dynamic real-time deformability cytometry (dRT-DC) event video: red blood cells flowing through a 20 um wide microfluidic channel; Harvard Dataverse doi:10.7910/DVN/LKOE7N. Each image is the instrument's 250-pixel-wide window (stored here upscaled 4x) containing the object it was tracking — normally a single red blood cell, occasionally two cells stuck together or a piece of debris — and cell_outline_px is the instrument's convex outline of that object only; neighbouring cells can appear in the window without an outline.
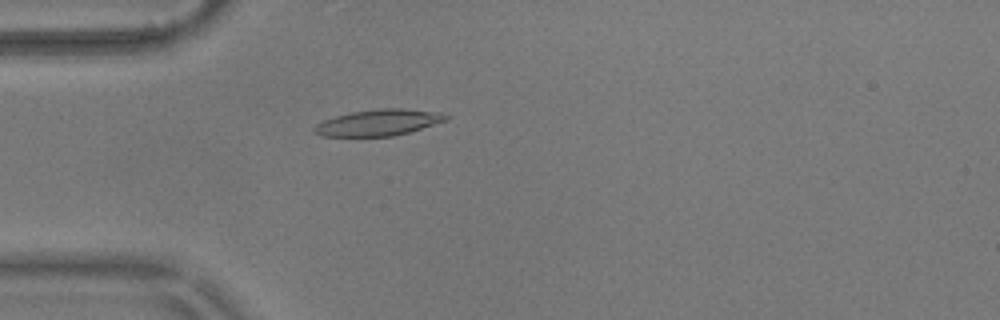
{"species": "common noctule bat (a hibernating species)", "species_latin": "Nyctalus noctula", "temperature_condition": "warm", "stored_images_in_passage": 43, "camera_frame_rate_fps": 3000, "um_per_image_px": 0.085, "animal": {"sex": "male", "body_mass_g": 17.9}, "frame": {"image": 1, "passage_image": 3, "time_ms": 0.667, "image_size_px": [1000, 320], "cell_outline_px": [[452, 116], [448, 120], [408, 132], [392, 136], [324, 136], [316, 132], [312, 128], [316, 124], [324, 120], [336, 116], [352, 112], [376, 108], [404, 108], [440, 112]], "centroid_in_image_um": [32.23, 10.4], "position_along_channel_um": 52.8, "area_um2": 20.11}}
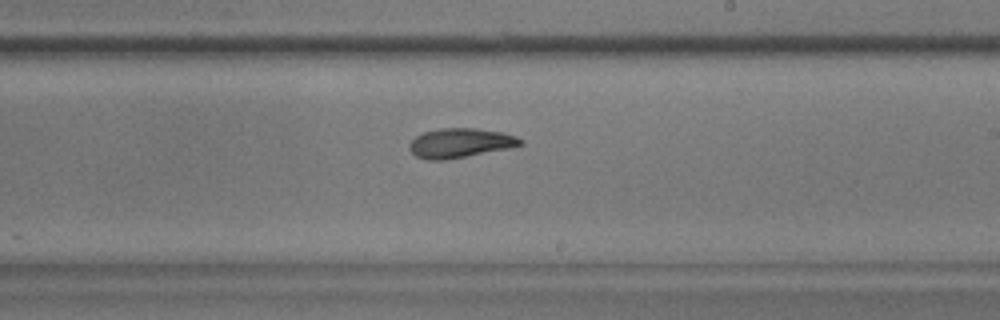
{"frame": {"image": 2, "passage_image": 20, "time_ms": 6.333, "image_size_px": [1000, 320], "cell_outline_px": [[524, 144], [508, 148], [444, 160], [424, 160], [416, 156], [408, 148], [408, 144], [416, 136], [424, 132], [440, 128], [476, 128], [504, 132], [516, 136], [524, 140]], "centroid_in_image_um": [39.11, 12.15], "position_along_channel_um": 249.9, "area_um2": 19.07}}
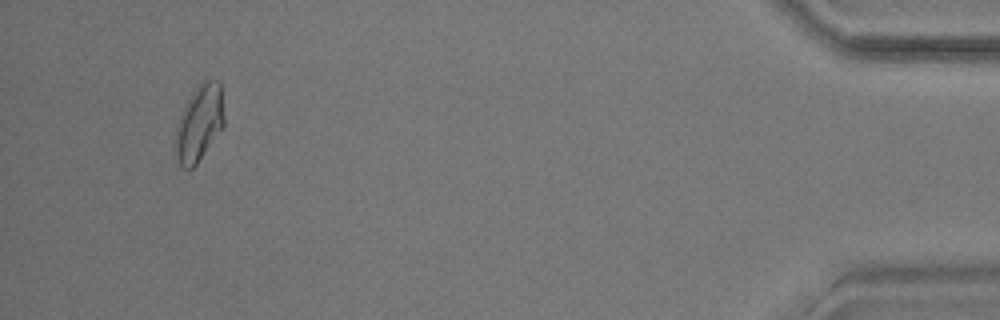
{"frame": {"image": 3, "passage_image": 40, "time_ms": 13.0, "image_size_px": [1000, 320], "cell_outline_px": [[224, 128], [196, 164], [188, 172], [176, 160], [176, 124], [184, 104], [192, 92], [204, 80], [220, 80], [224, 116]], "centroid_in_image_um": [16.94, 10.47], "position_along_channel_um": 418.3, "area_um2": 21.85}, "authors_computed_cell_mechanics": {"area_um2": 19.074, "velocity_mm_per_s": 3.6057, "shape_relaxation_time_tau1_ms": 4.0018, "shape_relaxation_time_tau2_ms": 4.4311, "deformation_change_tau1": 0.1367, "deformation_change_tau2": 0.1157}}